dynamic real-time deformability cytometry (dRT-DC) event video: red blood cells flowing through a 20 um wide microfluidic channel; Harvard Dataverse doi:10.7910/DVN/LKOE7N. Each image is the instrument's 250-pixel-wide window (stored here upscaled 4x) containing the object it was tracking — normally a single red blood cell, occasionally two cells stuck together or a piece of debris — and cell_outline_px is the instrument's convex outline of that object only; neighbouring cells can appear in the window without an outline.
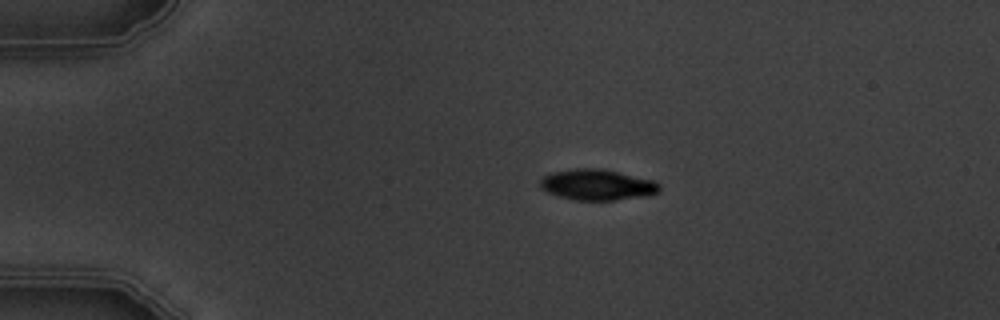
{"species": "common noctule bat (a hibernating species)", "species_latin": "Nyctalus noctula", "temperature_condition": "warm", "stored_images_in_passage": 6, "camera_frame_rate_fps": 3000, "um_per_image_px": 0.085, "animal": {"sex": "male", "body_mass_g": 19.5, "forearm_length_mm": 54.6}, "frame": {"image": 1, "passage_image": 1, "time_ms": 0.0, "image_size_px": [1000, 320], "cell_outline_px": [[660, 192], [648, 196], [612, 200], [572, 200], [548, 192], [540, 184], [540, 180], [544, 176], [552, 172], [576, 168], [600, 168], [652, 180], [660, 184]], "centroid_in_image_um": [50.79, 15.71], "position_along_channel_um": 34.2, "area_um2": 21.27}}
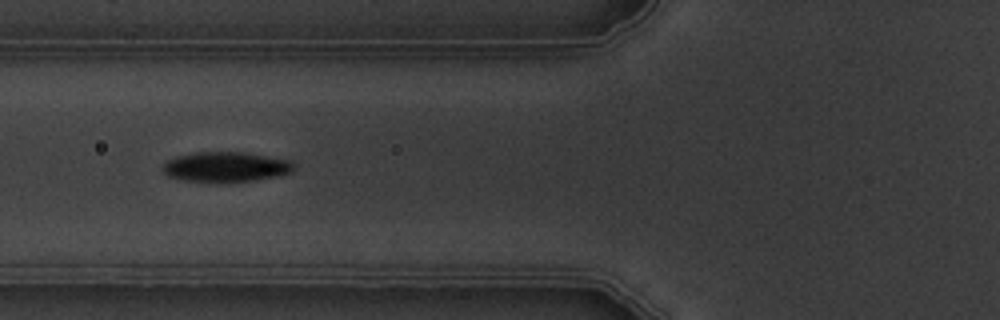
{"frame": {"image": 2, "passage_image": 4, "time_ms": 3.333, "image_size_px": [1000, 320], "cell_outline_px": [[296, 168], [292, 172], [276, 176], [252, 180], [184, 180], [168, 176], [160, 168], [168, 160], [176, 156], [196, 152], [244, 152], [292, 160]], "centroid_in_image_um": [19.22, 14.15], "position_along_channel_um": 106.6, "area_um2": 22.43}}
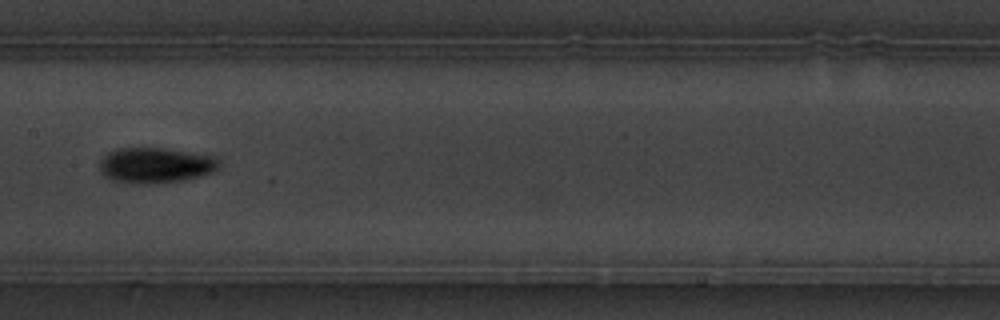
{"frame": {"image": 3, "passage_image": 6, "time_ms": 5.667, "image_size_px": [1000, 320], "cell_outline_px": [[220, 168], [212, 172], [200, 176], [180, 180], [152, 184], [144, 184], [112, 180], [104, 176], [100, 172], [100, 160], [108, 152], [116, 148], [164, 148], [216, 156], [220, 160]], "centroid_in_image_um": [13.23, 14.04], "position_along_channel_um": 194.2, "area_um2": 24.8}}